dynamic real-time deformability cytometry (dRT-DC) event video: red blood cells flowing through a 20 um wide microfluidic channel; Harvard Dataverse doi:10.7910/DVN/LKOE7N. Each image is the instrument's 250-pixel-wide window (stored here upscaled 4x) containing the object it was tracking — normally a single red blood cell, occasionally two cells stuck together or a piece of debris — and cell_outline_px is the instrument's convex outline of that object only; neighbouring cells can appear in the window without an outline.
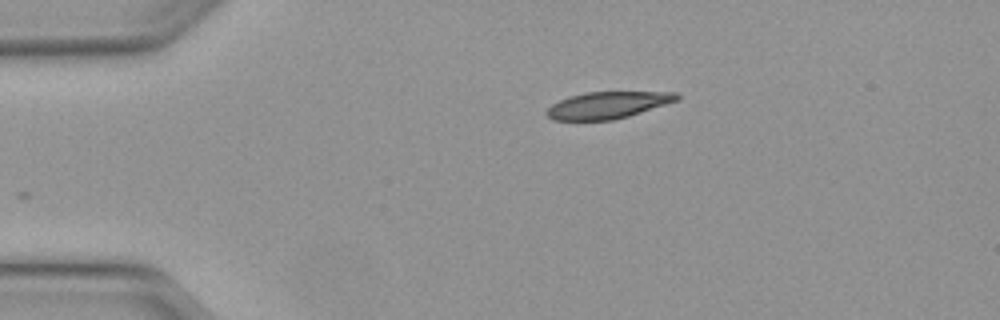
{"species": "Egyptian fruit bat (a non-hibernating species)", "species_latin": "Rousettus aegyptiacus", "temperature_condition": "warm", "stored_images_in_passage": 36, "camera_frame_rate_fps": 3000, "um_per_image_px": 0.085, "animal": {"sex": "female"}, "frame": {"image": 1, "passage_image": 1, "time_ms": 0.0, "image_size_px": [1000, 320], "cell_outline_px": [[680, 100], [628, 116], [612, 120], [552, 120], [544, 112], [552, 104], [568, 96], [588, 92], [676, 92], [680, 96]], "centroid_in_image_um": [51.66, 8.93], "position_along_channel_um": 33.3, "area_um2": 20.35}}
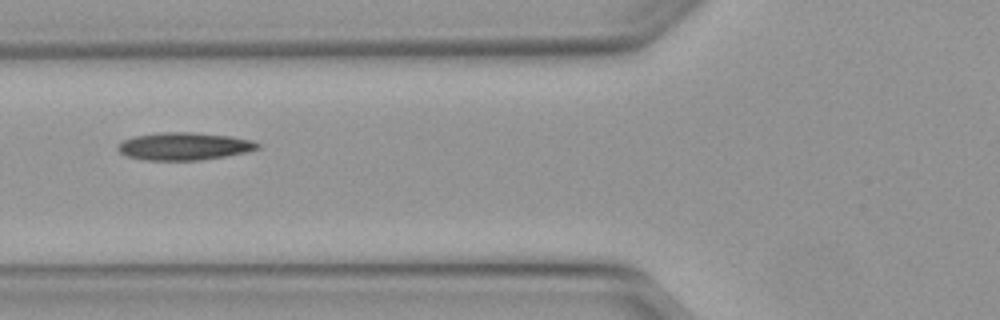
{"frame": {"image": 2, "passage_image": 10, "time_ms": 3.0, "image_size_px": [1000, 320], "cell_outline_px": [[260, 148], [244, 152], [224, 156], [200, 160], [144, 160], [128, 156], [120, 152], [116, 148], [116, 144], [124, 140], [136, 136], [160, 132], [192, 132], [232, 136], [252, 140], [260, 144]], "centroid_in_image_um": [15.64, 12.42], "position_along_channel_um": 110.2, "area_um2": 22.43}}
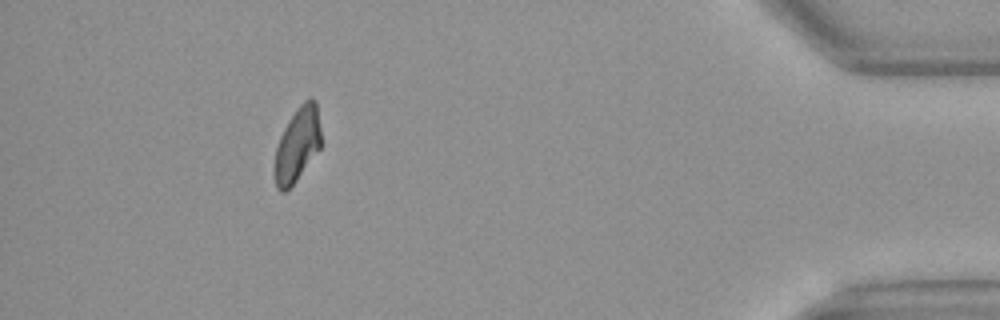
{"frame": {"image": 3, "passage_image": 36, "time_ms": 11.667, "image_size_px": [1000, 320], "cell_outline_px": [[320, 148], [296, 180], [284, 192], [280, 192], [276, 188], [272, 172], [272, 168], [276, 148], [280, 136], [288, 120], [300, 104], [308, 96], [316, 100], [320, 128]], "centroid_in_image_um": [25.23, 12.3], "position_along_channel_um": 410.0, "area_um2": 20.29}, "authors_computed_cell_mechanics": {"area_um2": 21.386, "velocity_mm_per_s": 4.1167, "shape_relaxation_time_tau1_ms": null, "shape_relaxation_time_tau2_ms": 6.4691, "deformation_change_tau1": null, "deformation_change_tau2": 0.1222}}